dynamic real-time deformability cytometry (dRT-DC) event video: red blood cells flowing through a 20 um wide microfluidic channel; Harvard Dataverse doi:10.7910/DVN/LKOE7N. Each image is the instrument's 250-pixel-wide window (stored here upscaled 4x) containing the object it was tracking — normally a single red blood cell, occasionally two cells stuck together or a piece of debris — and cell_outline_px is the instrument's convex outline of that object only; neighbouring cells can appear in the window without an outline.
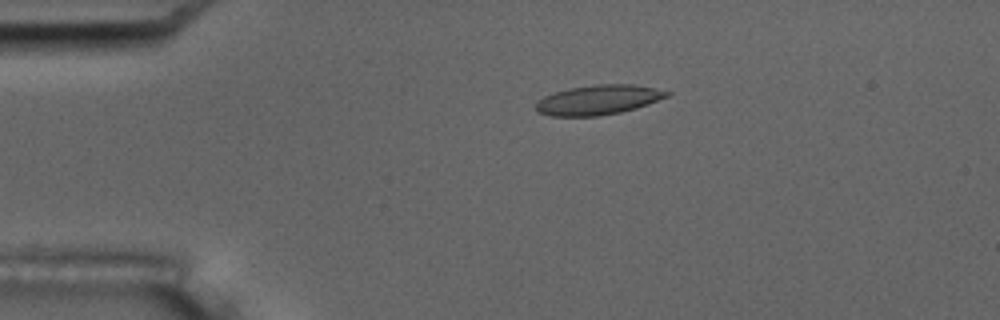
{"species": "common noctule bat (a hibernating species)", "species_latin": "Nyctalus noctula", "temperature_condition": "room temperature", "stored_images_in_passage": 6, "camera_frame_rate_fps": 3000, "um_per_image_px": 0.085, "animal": {"sex": "male", "body_mass_g": 17.5, "forearm_length_mm": 52.3}, "frame": {"image": 1, "passage_image": 4, "time_ms": 3.333, "image_size_px": [1000, 320], "cell_outline_px": [[672, 92], [668, 96], [648, 104], [636, 108], [620, 112], [596, 116], [552, 116], [540, 112], [536, 108], [536, 104], [544, 96], [568, 88], [596, 84], [632, 84], [656, 88]], "centroid_in_image_um": [50.89, 8.48], "position_along_channel_um": 34.1, "area_um2": 22.48}}